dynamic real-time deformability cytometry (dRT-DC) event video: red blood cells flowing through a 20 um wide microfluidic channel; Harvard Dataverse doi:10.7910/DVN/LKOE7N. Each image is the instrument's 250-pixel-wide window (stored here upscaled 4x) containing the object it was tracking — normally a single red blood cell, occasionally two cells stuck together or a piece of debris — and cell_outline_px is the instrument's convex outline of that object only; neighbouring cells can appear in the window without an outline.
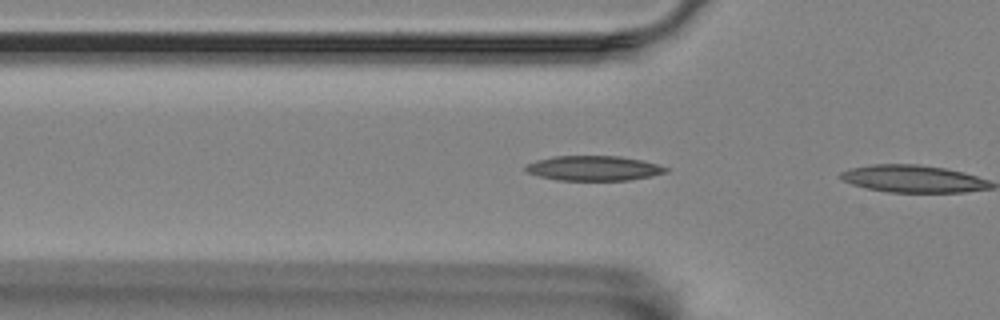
{"species": "Egyptian fruit bat (a non-hibernating species)", "species_latin": "Rousettus aegyptiacus", "temperature_condition": "room temperature", "stored_images_in_passage": 5, "camera_frame_rate_fps": 3000, "um_per_image_px": 0.085, "animal": {"sex": "female"}, "frame": {"image": 1, "passage_image": 4, "time_ms": 1.0, "image_size_px": [1000, 320], "cell_outline_px": [[668, 172], [652, 176], [632, 180], [556, 180], [540, 176], [528, 172], [524, 168], [528, 164], [536, 160], [552, 156], [620, 156], [640, 160], [656, 164], [668, 168]], "centroid_in_image_um": [50.47, 14.3], "position_along_channel_um": 75.3, "area_um2": 20.23}}